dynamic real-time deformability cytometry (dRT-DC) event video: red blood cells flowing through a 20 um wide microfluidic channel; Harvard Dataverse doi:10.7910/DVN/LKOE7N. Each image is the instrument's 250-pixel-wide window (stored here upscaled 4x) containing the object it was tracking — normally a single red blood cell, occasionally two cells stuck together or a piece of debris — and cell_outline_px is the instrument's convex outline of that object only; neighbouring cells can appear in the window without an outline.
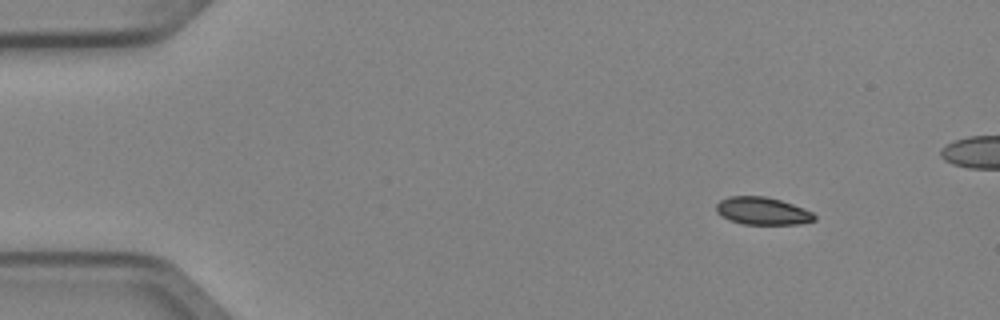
{"species": "Egyptian fruit bat (a non-hibernating species)", "species_latin": "Rousettus aegyptiacus", "temperature_condition": "cold", "stored_images_in_passage": 5, "camera_frame_rate_fps": 3000, "um_per_image_px": 0.085, "animal": {"sex": "female"}, "frame": {"image": 1, "passage_image": 1, "time_ms": 0.0, "image_size_px": [1000, 320], "cell_outline_px": [[816, 220], [800, 224], [744, 224], [728, 220], [716, 212], [716, 204], [720, 200], [728, 196], [764, 196], [780, 200], [804, 208], [812, 212], [816, 216]], "centroid_in_image_um": [64.8, 17.93], "position_along_channel_um": 20.2, "area_um2": 15.84}}
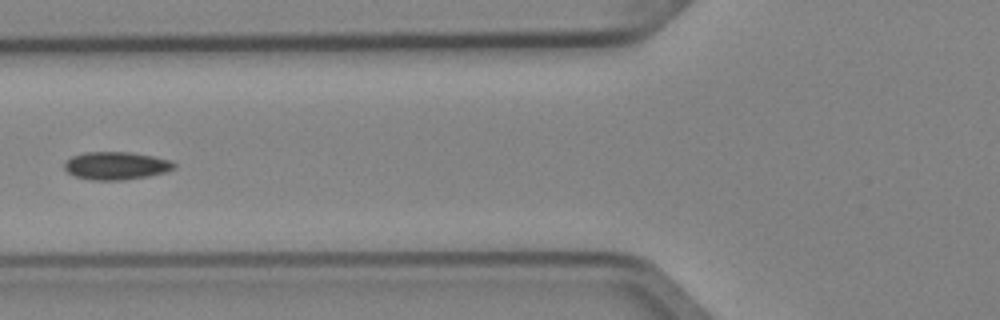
{"frame": {"image": 2, "passage_image": 5, "time_ms": 1.333, "image_size_px": [1000, 320], "cell_outline_px": [[176, 168], [164, 172], [148, 176], [120, 180], [92, 180], [76, 176], [68, 172], [64, 168], [64, 164], [72, 156], [84, 152], [128, 152], [152, 156], [172, 160], [176, 164]], "centroid_in_image_um": [9.89, 14.08], "position_along_channel_um": 115.9, "area_um2": 17.69}}